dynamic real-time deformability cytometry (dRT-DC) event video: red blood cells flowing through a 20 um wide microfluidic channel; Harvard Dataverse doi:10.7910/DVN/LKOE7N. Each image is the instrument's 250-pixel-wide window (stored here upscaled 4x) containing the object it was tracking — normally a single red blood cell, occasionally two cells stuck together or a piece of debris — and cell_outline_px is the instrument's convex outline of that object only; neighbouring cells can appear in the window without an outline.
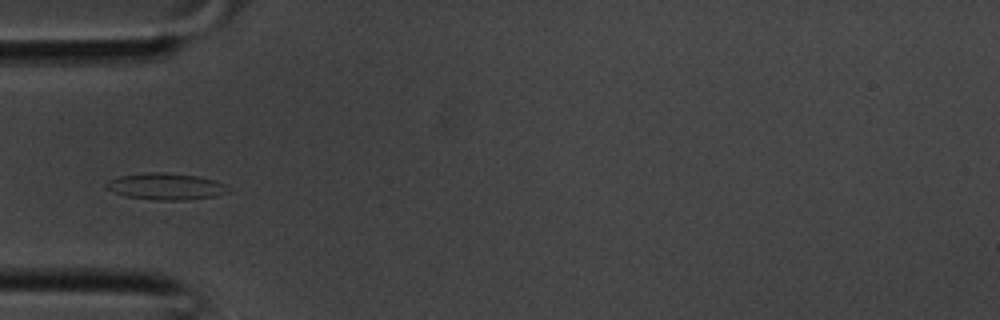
{"species": "common noctule bat (a hibernating species)", "species_latin": "Nyctalus noctula", "temperature_condition": "room temperature", "stored_images_in_passage": 16, "camera_frame_rate_fps": 3000, "um_per_image_px": 0.085, "animal": {"sex": "male", "body_mass_g": 20.1, "forearm_length_mm": 53.5}, "frame": {"image": 1, "passage_image": 10, "time_ms": 3.0, "image_size_px": [1000, 320], "cell_outline_px": [[228, 192], [216, 196], [184, 200], [156, 200], [124, 196], [112, 192], [104, 188], [104, 184], [108, 180], [120, 176], [144, 172], [164, 172], [200, 176], [216, 180], [224, 184], [228, 188]], "centroid_in_image_um": [14.05, 15.84], "position_along_channel_um": 70.9, "area_um2": 19.19}}